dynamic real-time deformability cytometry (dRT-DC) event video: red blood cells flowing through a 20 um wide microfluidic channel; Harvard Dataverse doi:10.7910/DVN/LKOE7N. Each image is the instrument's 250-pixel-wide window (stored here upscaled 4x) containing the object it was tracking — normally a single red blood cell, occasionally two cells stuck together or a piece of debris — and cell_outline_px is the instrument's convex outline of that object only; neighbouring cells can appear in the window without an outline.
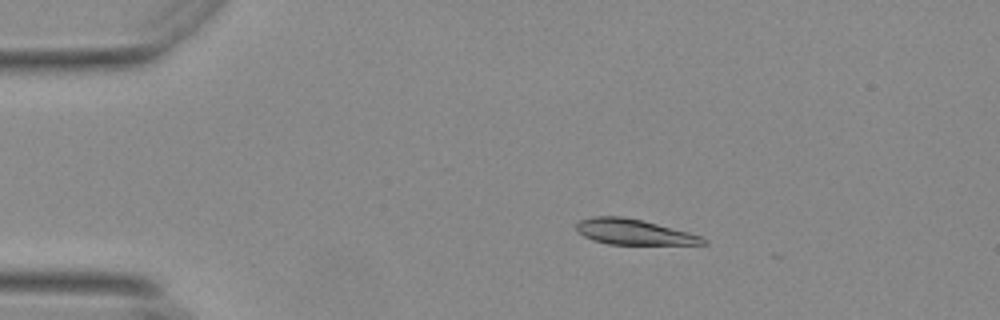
{"species": "Egyptian fruit bat (a non-hibernating species)", "species_latin": "Rousettus aegyptiacus", "temperature_condition": "warm", "stored_images_in_passage": 28, "camera_frame_rate_fps": 3000, "um_per_image_px": 0.085, "animal": {"sex": "female"}, "frame": {"image": 1, "passage_image": 11, "time_ms": 3.333, "image_size_px": [1000, 320], "cell_outline_px": [[708, 244], [608, 244], [592, 240], [584, 236], [576, 228], [576, 224], [580, 220], [592, 216], [624, 216], [688, 232], [700, 236], [708, 240]], "centroid_in_image_um": [53.85, 19.71], "position_along_channel_um": 31.2, "area_um2": 18.55}}
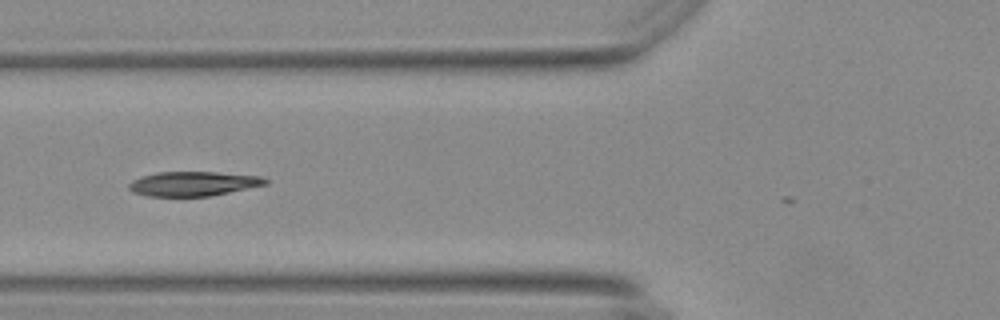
{"frame": {"image": 2, "passage_image": 22, "time_ms": 7.0, "image_size_px": [1000, 320], "cell_outline_px": [[268, 184], [212, 196], [148, 196], [132, 192], [128, 188], [128, 184], [132, 180], [156, 172], [216, 172], [260, 176], [268, 180]], "centroid_in_image_um": [16.43, 15.62], "position_along_channel_um": 109.4, "area_um2": 19.48}}
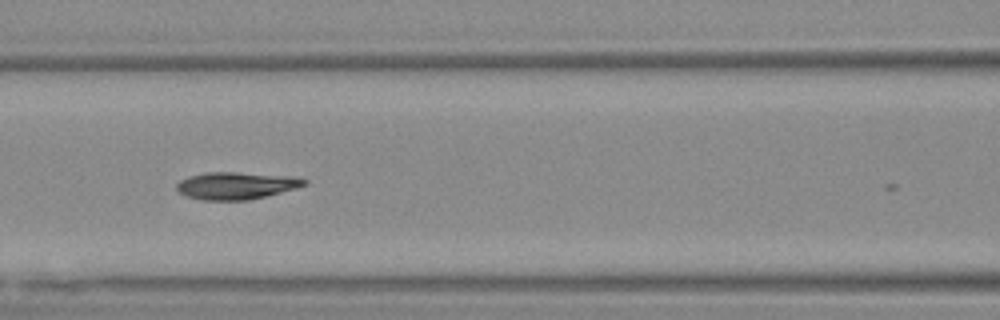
{"frame": {"image": 3, "passage_image": 25, "time_ms": 8.0, "image_size_px": [1000, 320], "cell_outline_px": [[308, 184], [296, 188], [268, 196], [248, 200], [200, 200], [188, 196], [180, 192], [176, 188], [176, 184], [180, 180], [188, 176], [208, 172], [236, 172], [296, 176], [308, 180]], "centroid_in_image_um": [20.12, 15.77], "position_along_channel_um": 146.5, "area_um2": 20.46}}